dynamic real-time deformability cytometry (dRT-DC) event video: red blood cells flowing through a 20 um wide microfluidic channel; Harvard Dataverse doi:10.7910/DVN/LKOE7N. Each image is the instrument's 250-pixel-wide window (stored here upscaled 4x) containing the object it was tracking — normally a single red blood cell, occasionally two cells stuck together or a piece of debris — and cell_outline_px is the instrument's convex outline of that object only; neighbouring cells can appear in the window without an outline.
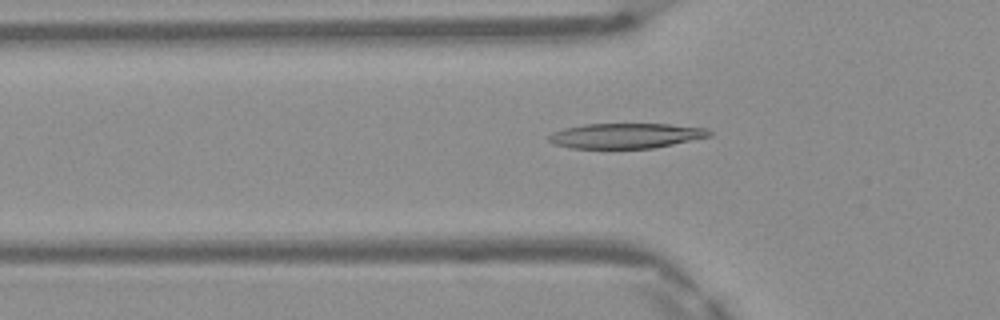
{"species": "Egyptian fruit bat (a non-hibernating species)", "species_latin": "Rousettus aegyptiacus", "temperature_condition": "warm", "stored_images_in_passage": 48, "camera_frame_rate_fps": 3000, "um_per_image_px": 0.085, "frame": {"image": 1, "passage_image": 16, "time_ms": 5.0, "image_size_px": [1000, 320], "cell_outline_px": [[712, 136], [652, 148], [572, 148], [556, 144], [548, 140], [548, 136], [552, 132], [564, 128], [584, 124], [672, 124], [708, 128], [712, 132]], "centroid_in_image_um": [53.23, 11.53], "position_along_channel_um": 72.6, "area_um2": 23.47}}
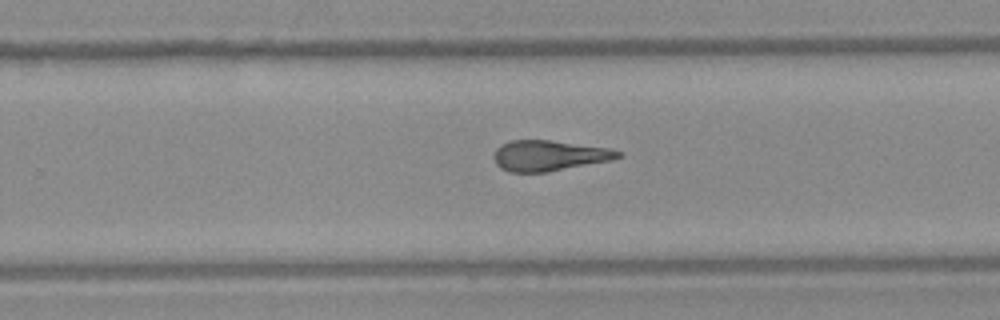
{"frame": {"image": 2, "passage_image": 31, "time_ms": 10.0, "image_size_px": [1000, 320], "cell_outline_px": [[624, 156], [612, 160], [548, 172], [508, 172], [500, 168], [496, 164], [492, 156], [496, 148], [500, 144], [512, 140], [548, 140], [608, 148], [620, 152]], "centroid_in_image_um": [46.63, 13.23], "position_along_channel_um": 283.2, "area_um2": 22.2}}
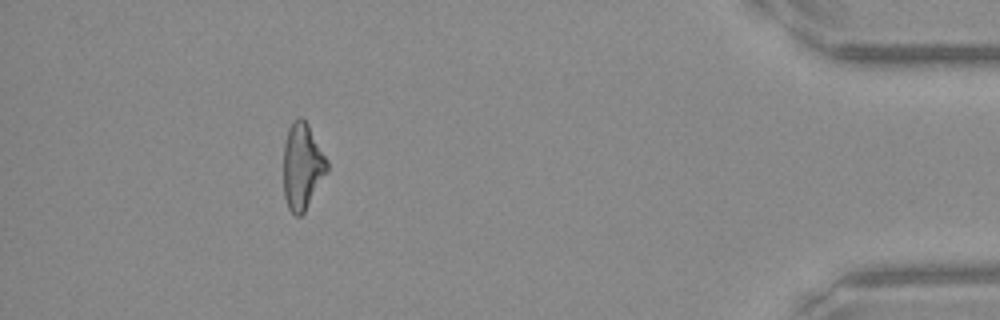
{"frame": {"image": 3, "passage_image": 44, "time_ms": 14.333, "image_size_px": [1000, 320], "cell_outline_px": [[328, 172], [304, 212], [300, 216], [296, 216], [288, 208], [284, 196], [284, 144], [288, 128], [292, 120], [300, 116], [308, 124], [328, 160]], "centroid_in_image_um": [25.7, 14.12], "position_along_channel_um": 409.5, "area_um2": 22.02}, "authors_computed_cell_mechanics": {"area_um2": 22.7154, "velocity_mm_per_s": 4.1833, "shape_relaxation_time_tau1_ms": null, "shape_relaxation_time_tau2_ms": 1.8355, "deformation_change_tau1": null, "deformation_change_tau2": 0.1115}}